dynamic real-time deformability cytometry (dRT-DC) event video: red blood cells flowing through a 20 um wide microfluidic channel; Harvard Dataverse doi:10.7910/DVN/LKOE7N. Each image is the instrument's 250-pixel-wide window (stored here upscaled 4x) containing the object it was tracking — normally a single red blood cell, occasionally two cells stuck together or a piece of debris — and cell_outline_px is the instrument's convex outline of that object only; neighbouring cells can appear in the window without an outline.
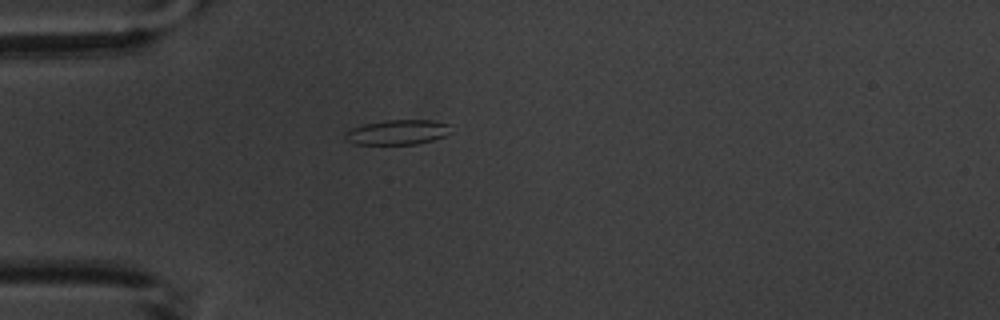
{"species": "common noctule bat (a hibernating species)", "species_latin": "Nyctalus noctula", "temperature_condition": "warm", "stored_images_in_passage": 1, "camera_frame_rate_fps": 3000, "um_per_image_px": 0.085, "animal": {"sex": "male", "body_mass_g": 20.1, "forearm_length_mm": 53.5}, "frame": {"image": 1, "passage_image": 1, "time_ms": 0.0, "image_size_px": [1000, 320], "cell_outline_px": [[452, 132], [444, 136], [432, 140], [416, 144], [356, 144], [344, 140], [344, 132], [352, 128], [364, 124], [384, 120], [432, 120], [452, 124]], "centroid_in_image_um": [33.81, 11.23], "position_along_channel_um": 51.2, "area_um2": 15.55}}